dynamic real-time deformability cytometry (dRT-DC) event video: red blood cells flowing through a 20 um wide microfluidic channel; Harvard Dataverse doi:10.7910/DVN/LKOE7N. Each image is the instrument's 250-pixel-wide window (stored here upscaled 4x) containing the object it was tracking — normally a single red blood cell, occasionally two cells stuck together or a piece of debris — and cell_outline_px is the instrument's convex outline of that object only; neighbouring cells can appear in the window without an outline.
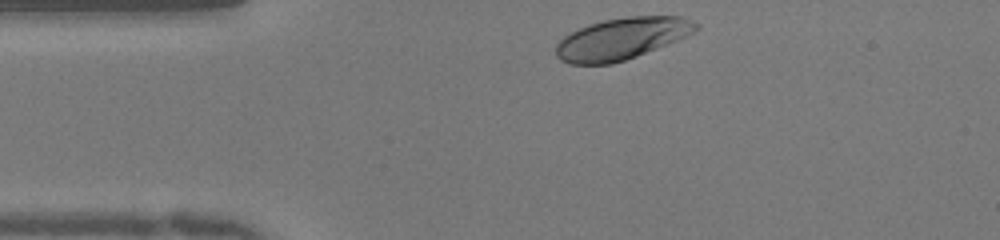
{"species": "human", "species_latin": "Homo sapiens", "temperature_condition": "warm", "stored_images_in_passage": 32, "camera_frame_rate_fps": 3000, "um_per_image_px": 0.085, "donor": {"sex": "female"}, "frame": {"image": 1, "passage_image": 1, "time_ms": 0.0, "image_size_px": [1000, 240], "cell_outline_px": [[700, 28], [696, 32], [636, 56], [612, 64], [568, 64], [560, 60], [556, 56], [556, 44], [564, 36], [588, 24], [604, 20], [628, 16], [680, 16], [692, 20], [700, 24]], "centroid_in_image_um": [52.85, 3.28], "position_along_channel_um": 32.1, "area_um2": 33.93}}
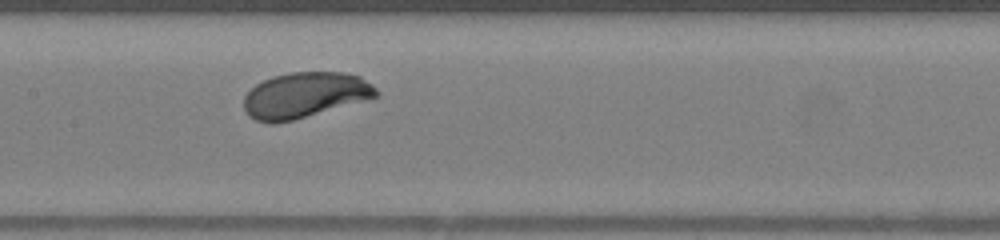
{"frame": {"image": 2, "passage_image": 15, "time_ms": 4.667, "image_size_px": [1000, 240], "cell_outline_px": [[380, 96], [292, 120], [272, 124], [256, 120], [248, 116], [244, 108], [244, 96], [256, 84], [272, 76], [288, 72], [344, 72], [360, 76], [372, 84], [380, 92]], "centroid_in_image_um": [25.92, 8.07], "position_along_channel_um": 181.5, "area_um2": 35.14}}
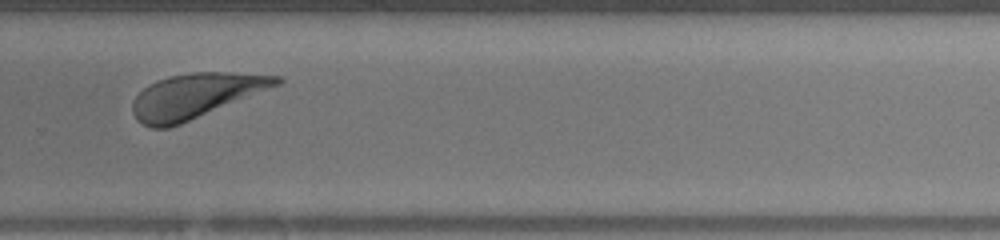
{"frame": {"image": 3, "passage_image": 25, "time_ms": 8.0, "image_size_px": [1000, 240], "cell_outline_px": [[284, 80], [280, 84], [180, 124], [168, 128], [152, 128], [136, 120], [132, 112], [132, 100], [148, 84], [156, 80], [168, 76], [192, 72], [228, 72], [284, 76]], "centroid_in_image_um": [16.59, 8.13], "position_along_channel_um": 313.2, "area_um2": 37.28}, "authors_computed_cell_mechanics": {"area_um2": 35.3158, "velocity_mm_per_s": 3.978, "shape_relaxation_time_tau1_ms": 1.347, "shape_relaxation_time_tau2_ms": null, "deformation_change_tau1": 0.1272, "deformation_change_tau2": null}}